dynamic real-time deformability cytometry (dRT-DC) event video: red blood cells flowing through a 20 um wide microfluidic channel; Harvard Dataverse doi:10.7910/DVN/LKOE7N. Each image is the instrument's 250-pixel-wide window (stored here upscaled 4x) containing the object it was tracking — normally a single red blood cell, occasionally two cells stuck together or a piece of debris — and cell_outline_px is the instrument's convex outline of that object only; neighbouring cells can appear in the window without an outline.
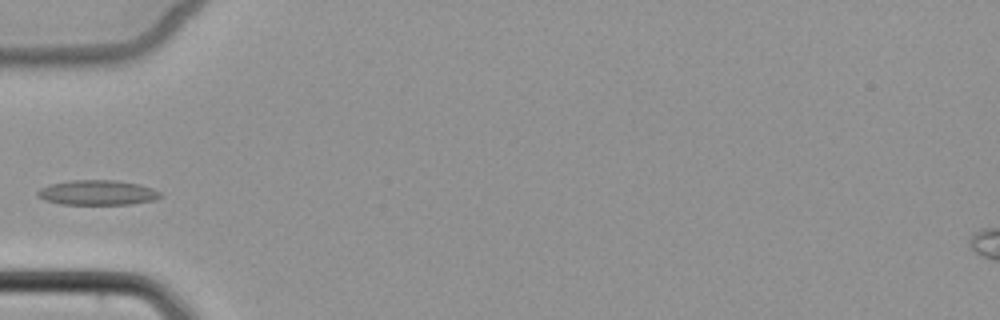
{"species": "common noctule bat (a hibernating species)", "species_latin": "Nyctalus noctula", "temperature_condition": "cold", "stored_images_in_passage": 4, "camera_frame_rate_fps": 3000, "um_per_image_px": 0.085, "animal": {"sex": "female", "body_mass_g": 22.7, "forearm_length_mm": 54.2}, "frame": {"image": 1, "passage_image": 3, "time_ms": 3.333, "image_size_px": [1000, 320], "cell_outline_px": [[164, 196], [156, 200], [132, 204], [60, 204], [44, 200], [36, 196], [36, 192], [40, 188], [48, 184], [72, 180], [116, 180], [140, 184], [152, 188], [160, 192]], "centroid_in_image_um": [8.29, 16.37], "position_along_channel_um": 76.7, "area_um2": 18.09}}